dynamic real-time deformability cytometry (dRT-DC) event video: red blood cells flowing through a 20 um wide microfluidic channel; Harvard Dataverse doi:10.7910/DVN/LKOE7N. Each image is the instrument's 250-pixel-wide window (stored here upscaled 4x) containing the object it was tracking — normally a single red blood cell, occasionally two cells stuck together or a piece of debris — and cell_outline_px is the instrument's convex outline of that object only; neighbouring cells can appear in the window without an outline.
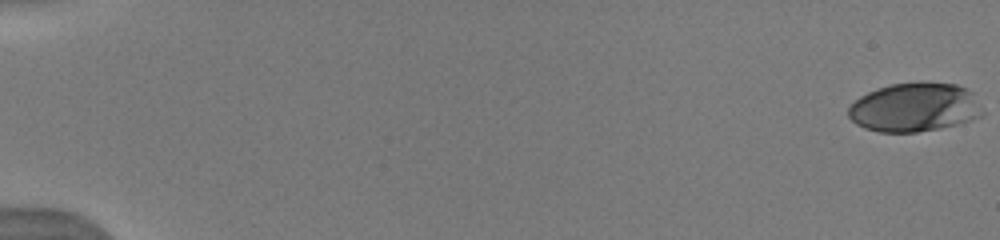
{"species": "human", "species_latin": "Homo sapiens", "temperature_condition": "warm", "stored_images_in_passage": 10, "camera_frame_rate_fps": 3000, "um_per_image_px": 0.085, "donor": {"sex": "male"}, "frame": {"image": 1, "passage_image": 1, "time_ms": 0.0, "image_size_px": [1000, 240], "cell_outline_px": [[984, 112], [980, 116], [956, 124], [940, 128], [916, 132], [880, 132], [864, 128], [856, 124], [848, 116], [848, 108], [860, 96], [868, 92], [892, 84], [920, 80], [924, 80], [956, 84], [968, 88], [972, 92]], "centroid_in_image_um": [77.75, 9.09], "position_along_channel_um": 7.3, "area_um2": 38.49}}
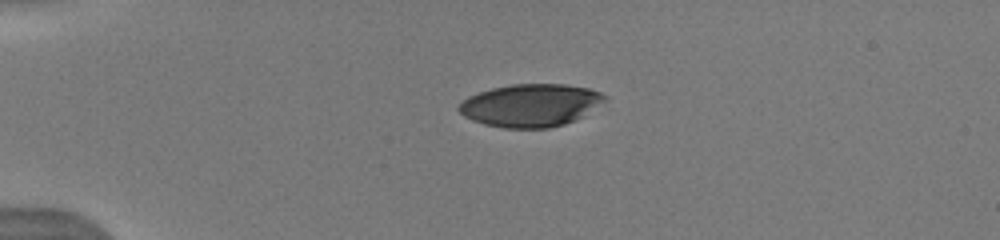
{"frame": {"image": 2, "passage_image": 9, "time_ms": 4.333, "image_size_px": [1000, 240], "cell_outline_px": [[608, 96], [604, 100], [576, 120], [564, 124], [548, 128], [504, 128], [484, 124], [472, 120], [464, 116], [456, 108], [468, 96], [492, 88], [512, 84], [564, 84], [588, 88], [600, 92]], "centroid_in_image_um": [45.07, 8.95], "position_along_channel_um": 39.9, "area_um2": 36.07}}